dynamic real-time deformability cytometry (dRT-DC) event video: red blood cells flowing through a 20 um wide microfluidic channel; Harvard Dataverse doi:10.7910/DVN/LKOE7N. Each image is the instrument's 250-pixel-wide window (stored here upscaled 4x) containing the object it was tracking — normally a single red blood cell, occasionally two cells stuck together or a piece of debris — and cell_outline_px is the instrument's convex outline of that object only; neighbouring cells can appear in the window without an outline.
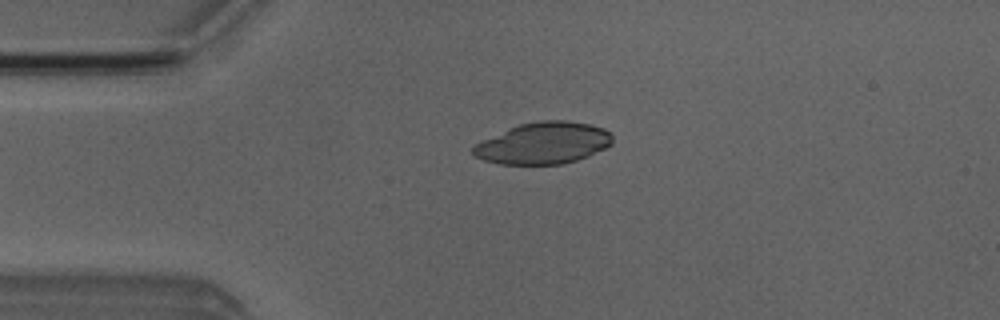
{"species": "Egyptian fruit bat (a non-hibernating species)", "species_latin": "Rousettus aegyptiacus", "temperature_condition": "room temperature", "stored_images_in_passage": 3, "camera_frame_rate_fps": 3000, "um_per_image_px": 0.085, "animal": {"sex": "male"}, "frame": {"image": 1, "passage_image": 1, "time_ms": 0.0, "image_size_px": [1000, 320], "cell_outline_px": [[612, 144], [588, 156], [576, 160], [560, 164], [500, 164], [484, 160], [476, 156], [472, 152], [472, 148], [476, 144], [508, 128], [520, 124], [540, 120], [564, 120], [588, 124], [604, 128], [612, 132]], "centroid_in_image_um": [46.21, 12.16], "position_along_channel_um": 38.8, "area_um2": 33.58}}